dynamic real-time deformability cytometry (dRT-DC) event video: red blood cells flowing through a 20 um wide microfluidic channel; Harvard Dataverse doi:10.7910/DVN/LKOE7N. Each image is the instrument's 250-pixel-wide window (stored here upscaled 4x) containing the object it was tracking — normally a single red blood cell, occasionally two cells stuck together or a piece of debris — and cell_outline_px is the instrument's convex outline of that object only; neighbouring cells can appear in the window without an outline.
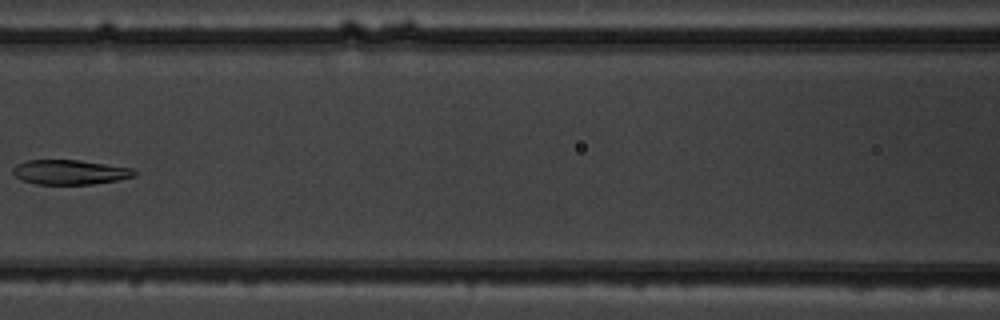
{"species": "common noctule bat (a hibernating species)", "species_latin": "Nyctalus noctula", "temperature_condition": "warm", "stored_images_in_passage": 6, "camera_frame_rate_fps": 3000, "um_per_image_px": 0.085, "animal": {"sex": "male", "body_mass_g": 19.5, "forearm_length_mm": 54.6}, "frame": {"image": 1, "passage_image": 5, "time_ms": 4.667, "image_size_px": [1000, 320], "cell_outline_px": [[136, 176], [116, 180], [92, 184], [36, 184], [24, 180], [16, 176], [12, 172], [12, 168], [16, 164], [28, 160], [80, 160], [132, 168], [136, 172]], "centroid_in_image_um": [5.94, 14.63], "position_along_channel_um": 160.7, "area_um2": 17.34}}
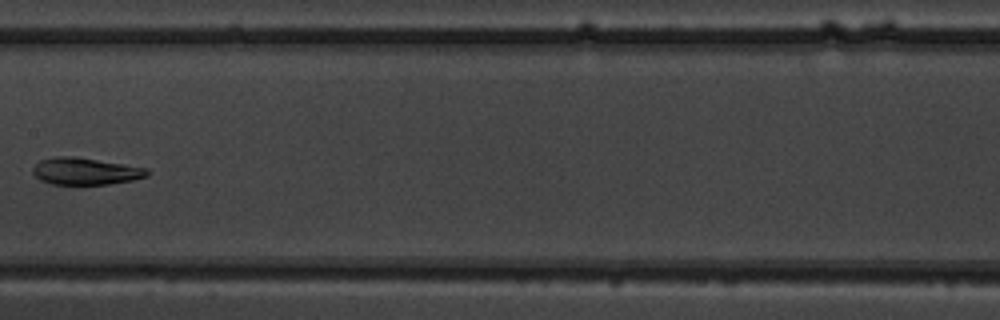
{"frame": {"image": 2, "passage_image": 6, "time_ms": 5.667, "image_size_px": [1000, 320], "cell_outline_px": [[148, 176], [132, 180], [108, 184], [52, 184], [40, 180], [32, 172], [32, 168], [40, 160], [56, 156], [72, 156], [148, 168]], "centroid_in_image_um": [7.24, 14.55], "position_along_channel_um": 200.2, "area_um2": 17.8}}